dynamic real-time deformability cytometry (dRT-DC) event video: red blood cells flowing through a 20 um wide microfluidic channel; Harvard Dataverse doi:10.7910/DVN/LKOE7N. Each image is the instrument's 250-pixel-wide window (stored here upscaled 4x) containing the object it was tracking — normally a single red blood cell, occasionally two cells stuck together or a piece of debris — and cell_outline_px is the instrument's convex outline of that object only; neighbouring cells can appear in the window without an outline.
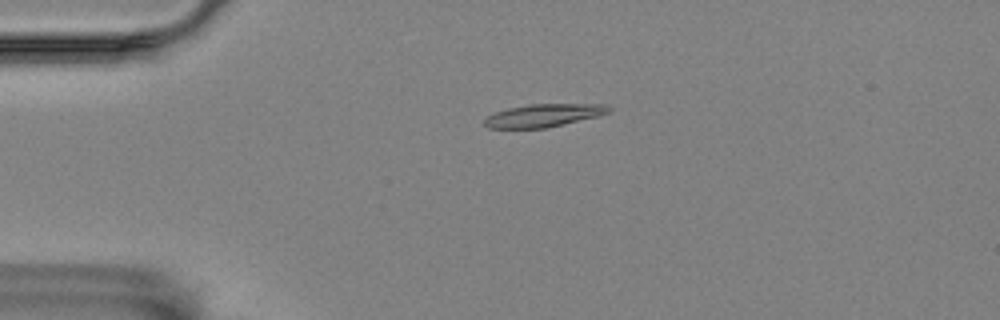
{"species": "Egyptian fruit bat (a non-hibernating species)", "species_latin": "Rousettus aegyptiacus", "temperature_condition": "room temperature", "stored_images_in_passage": 44, "camera_frame_rate_fps": 3000, "um_per_image_px": 0.085, "animal": {"sex": "female"}, "frame": {"image": 1, "passage_image": 1, "time_ms": 0.0, "image_size_px": [1000, 320], "cell_outline_px": [[612, 112], [600, 116], [544, 128], [488, 128], [484, 124], [484, 120], [488, 116], [496, 112], [508, 108], [528, 104], [608, 104], [612, 108]], "centroid_in_image_um": [46.27, 9.8], "position_along_channel_um": 38.7, "area_um2": 16.65}}
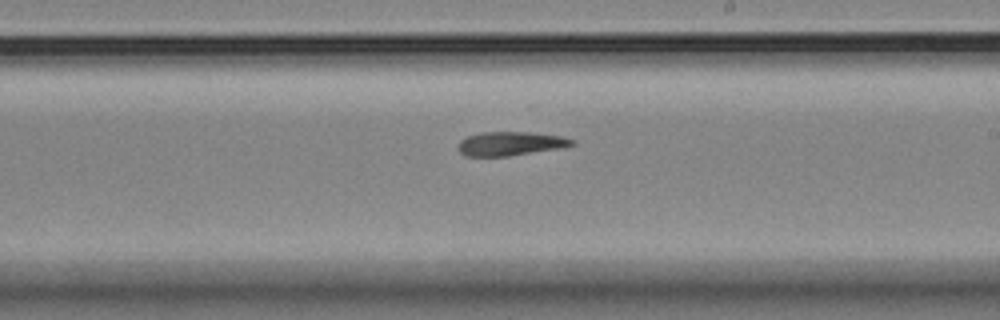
{"frame": {"image": 2, "passage_image": 21, "time_ms": 6.667, "image_size_px": [1000, 320], "cell_outline_px": [[576, 144], [564, 148], [508, 156], [464, 156], [460, 152], [460, 140], [468, 136], [480, 132], [528, 132], [560, 136], [576, 140]], "centroid_in_image_um": [43.45, 12.21], "position_along_channel_um": 245.6, "area_um2": 15.9}}
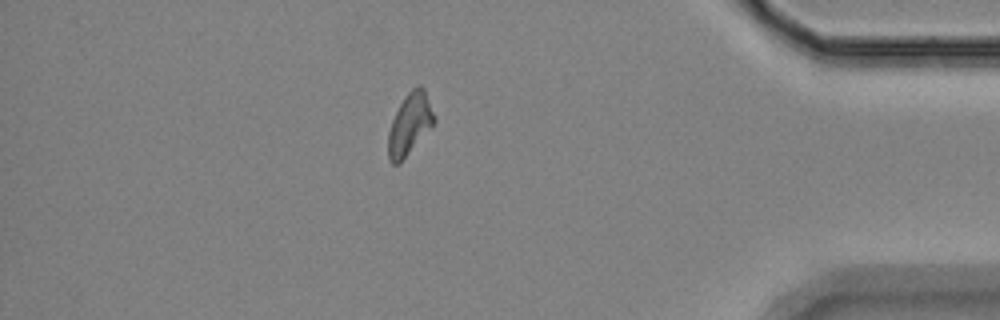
{"frame": {"image": 3, "passage_image": 37, "time_ms": 12.0, "image_size_px": [1000, 320], "cell_outline_px": [[436, 120], [400, 164], [392, 164], [388, 160], [388, 132], [392, 120], [404, 96], [412, 88], [420, 84], [424, 88]], "centroid_in_image_um": [34.8, 10.56], "position_along_channel_um": 400.4, "area_um2": 16.3}, "authors_computed_cell_mechanics": {"area_um2": 16.3863, "velocity_mm_per_s": 3.5594, "shape_relaxation_time_tau1_ms": 10.203, "shape_relaxation_time_tau2_ms": null, "deformation_change_tau1": 0.2389, "deformation_change_tau2": null}}